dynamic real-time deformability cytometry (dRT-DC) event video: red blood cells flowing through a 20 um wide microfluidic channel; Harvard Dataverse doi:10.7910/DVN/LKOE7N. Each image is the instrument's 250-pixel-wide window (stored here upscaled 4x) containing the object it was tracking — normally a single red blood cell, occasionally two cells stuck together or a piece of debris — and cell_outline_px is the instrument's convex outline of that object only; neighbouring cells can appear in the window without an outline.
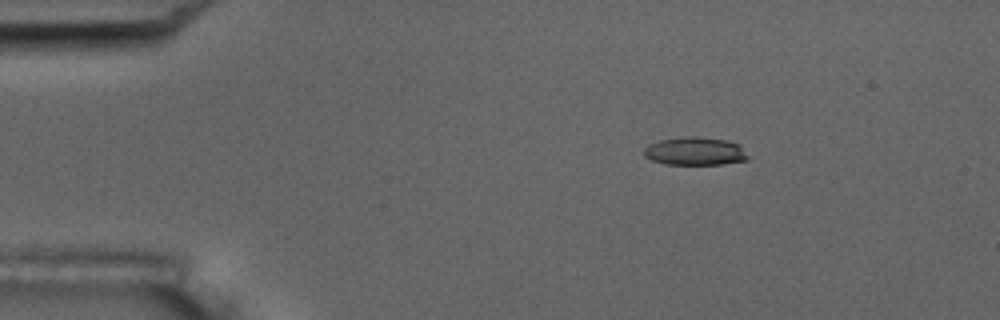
{"species": "common noctule bat (a hibernating species)", "species_latin": "Nyctalus noctula", "temperature_condition": "room temperature", "stored_images_in_passage": 17, "camera_frame_rate_fps": 3000, "um_per_image_px": 0.085, "animal": {"sex": "male", "body_mass_g": 17.5, "forearm_length_mm": 52.3}, "frame": {"image": 1, "passage_image": 3, "time_ms": 2.333, "image_size_px": [1000, 320], "cell_outline_px": [[748, 160], [724, 164], [664, 164], [652, 160], [644, 156], [644, 148], [648, 144], [660, 140], [684, 136], [696, 136], [728, 140], [740, 144], [748, 156]], "centroid_in_image_um": [59.09, 12.84], "position_along_channel_um": 25.9, "area_um2": 17.22}, "authors_computed_cell_mechanics": {"area_um2": 18.0914, "velocity_mm_per_s": 3.539, "shape_relaxation_time_tau1_ms": 8.9543, "shape_relaxation_time_tau2_ms": 1.7114, "deformation_change_tau1": 0.2431, "deformation_change_tau2": 0.1009}}